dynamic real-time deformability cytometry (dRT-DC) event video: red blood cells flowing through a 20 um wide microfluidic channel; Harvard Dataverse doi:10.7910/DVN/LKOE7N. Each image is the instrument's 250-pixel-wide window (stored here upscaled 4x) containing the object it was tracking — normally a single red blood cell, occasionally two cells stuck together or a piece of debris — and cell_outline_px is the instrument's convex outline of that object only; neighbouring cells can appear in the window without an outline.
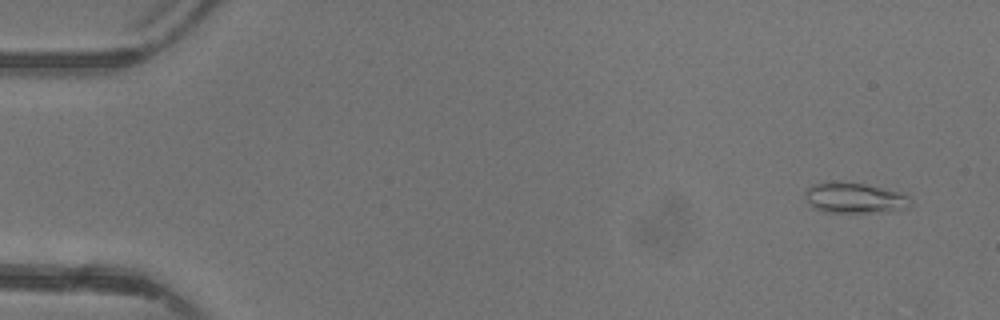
{"species": "common noctule bat (a hibernating species)", "species_latin": "Nyctalus noctula", "temperature_condition": "warm", "stored_images_in_passage": 4, "camera_frame_rate_fps": 3000, "um_per_image_px": 0.085, "animal": {"sex": "female"}, "frame": {"image": 1, "passage_image": 1, "time_ms": 0.0, "image_size_px": [1000, 320], "cell_outline_px": [[912, 204], [908, 208], [888, 212], [824, 212], [812, 208], [804, 192], [812, 184], [864, 184], [896, 192], [908, 196], [912, 200]], "centroid_in_image_um": [72.69, 16.88], "position_along_channel_um": 12.3, "area_um2": 18.09}}